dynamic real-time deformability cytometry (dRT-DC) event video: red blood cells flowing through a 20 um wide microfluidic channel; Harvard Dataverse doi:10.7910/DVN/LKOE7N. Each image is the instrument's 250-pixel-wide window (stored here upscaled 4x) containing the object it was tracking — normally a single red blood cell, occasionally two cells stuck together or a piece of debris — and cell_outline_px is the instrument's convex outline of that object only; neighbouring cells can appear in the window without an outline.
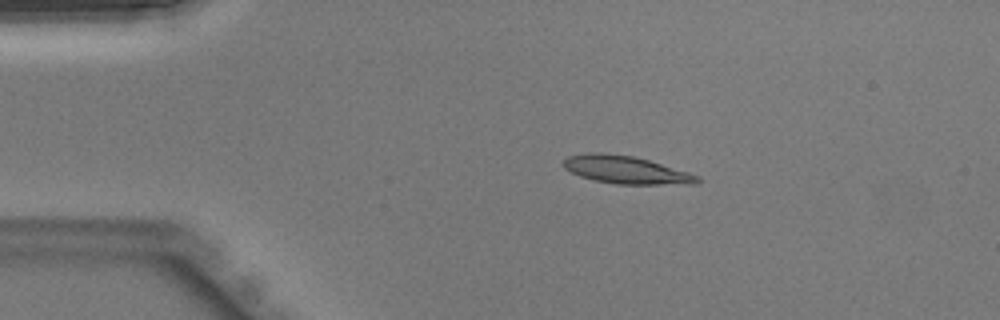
{"species": "Egyptian fruit bat (a non-hibernating species)", "species_latin": "Rousettus aegyptiacus", "temperature_condition": "warm", "stored_images_in_passage": 41, "camera_frame_rate_fps": 3000, "um_per_image_px": 0.085, "animal": {"sex": "male"}, "frame": {"image": 1, "passage_image": 6, "time_ms": 1.667, "image_size_px": [1000, 320], "cell_outline_px": [[700, 180], [696, 184], [616, 184], [596, 180], [580, 176], [564, 168], [564, 160], [568, 156], [588, 152], [600, 152], [632, 156], [648, 160], [688, 172], [700, 176]], "centroid_in_image_um": [53.21, 14.43], "position_along_channel_um": 31.8, "area_um2": 21.44}}
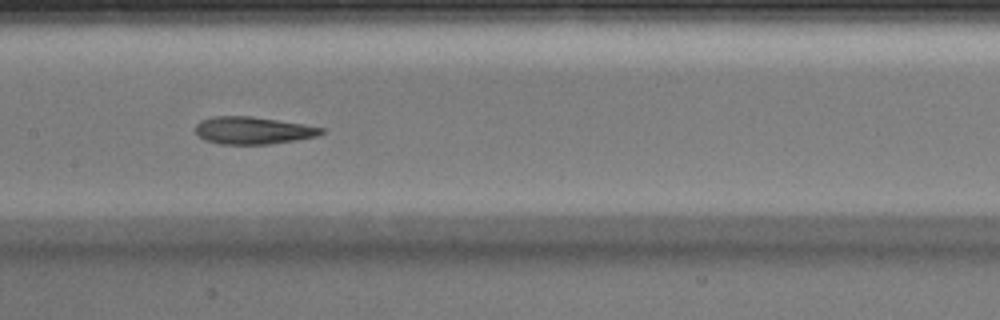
{"frame": {"image": 2, "passage_image": 19, "time_ms": 6.0, "image_size_px": [1000, 320], "cell_outline_px": [[324, 132], [316, 136], [296, 140], [268, 144], [220, 144], [204, 140], [196, 132], [196, 124], [200, 120], [212, 116], [252, 116], [304, 124], [324, 128]], "centroid_in_image_um": [21.48, 11.08], "position_along_channel_um": 185.9, "area_um2": 20.06}}
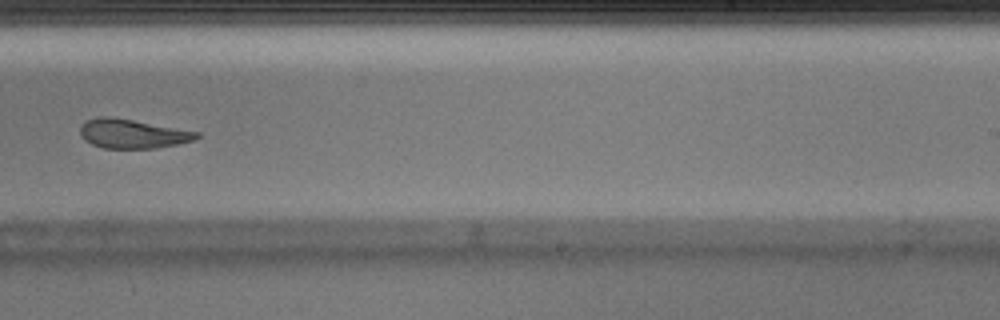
{"frame": {"image": 3, "passage_image": 25, "time_ms": 8.0, "image_size_px": [1000, 320], "cell_outline_px": [[200, 136], [196, 140], [156, 148], [104, 148], [92, 144], [84, 140], [80, 136], [80, 128], [84, 120], [100, 116], [108, 116], [132, 120], [200, 132]], "centroid_in_image_um": [11.24, 11.36], "position_along_channel_um": 277.8, "area_um2": 19.77}}